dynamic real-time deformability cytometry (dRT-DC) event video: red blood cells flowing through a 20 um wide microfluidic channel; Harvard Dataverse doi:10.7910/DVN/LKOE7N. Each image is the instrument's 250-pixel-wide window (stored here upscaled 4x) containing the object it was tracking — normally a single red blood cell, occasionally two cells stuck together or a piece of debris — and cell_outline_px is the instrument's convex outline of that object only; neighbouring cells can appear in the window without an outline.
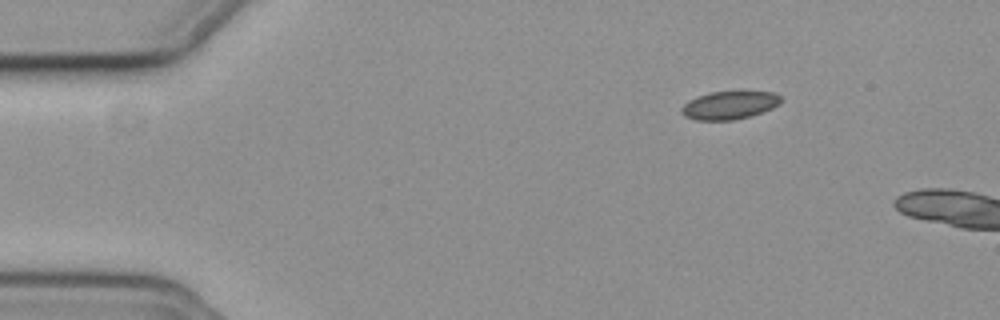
{"species": "common noctule bat (a hibernating species)", "species_latin": "Nyctalus noctula", "temperature_condition": "cold", "stored_images_in_passage": 5, "camera_frame_rate_fps": 3000, "um_per_image_px": 0.085, "animal": {"sex": "female", "body_mass_g": 19.3, "forearm_length_mm": 54.1}, "frame": {"image": 1, "passage_image": 1, "time_ms": 0.0, "image_size_px": [1000, 320], "cell_outline_px": [[784, 100], [780, 104], [772, 108], [748, 116], [732, 120], [696, 120], [684, 116], [680, 112], [680, 108], [688, 100], [696, 96], [712, 92], [744, 88], [776, 92]], "centroid_in_image_um": [62.05, 8.87], "position_along_channel_um": 23.0, "area_um2": 17.17}}